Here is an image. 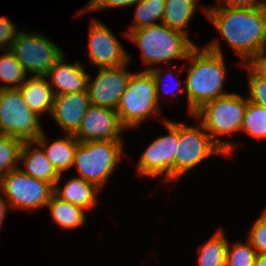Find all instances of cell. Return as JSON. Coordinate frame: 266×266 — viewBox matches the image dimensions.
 <instances>
[{
  "label": "cell",
  "instance_id": "1",
  "mask_svg": "<svg viewBox=\"0 0 266 266\" xmlns=\"http://www.w3.org/2000/svg\"><path fill=\"white\" fill-rule=\"evenodd\" d=\"M203 10L245 63L266 49V5L252 8L217 5L214 9L205 7Z\"/></svg>",
  "mask_w": 266,
  "mask_h": 266
},
{
  "label": "cell",
  "instance_id": "2",
  "mask_svg": "<svg viewBox=\"0 0 266 266\" xmlns=\"http://www.w3.org/2000/svg\"><path fill=\"white\" fill-rule=\"evenodd\" d=\"M186 59L191 60L186 85L178 92L186 90L189 113L193 115L205 103L228 94L223 91L226 66L218 41H213L201 51L196 46Z\"/></svg>",
  "mask_w": 266,
  "mask_h": 266
},
{
  "label": "cell",
  "instance_id": "3",
  "mask_svg": "<svg viewBox=\"0 0 266 266\" xmlns=\"http://www.w3.org/2000/svg\"><path fill=\"white\" fill-rule=\"evenodd\" d=\"M161 71L148 68L131 74L116 111L123 127H137L144 119L160 112L159 98L162 87Z\"/></svg>",
  "mask_w": 266,
  "mask_h": 266
},
{
  "label": "cell",
  "instance_id": "4",
  "mask_svg": "<svg viewBox=\"0 0 266 266\" xmlns=\"http://www.w3.org/2000/svg\"><path fill=\"white\" fill-rule=\"evenodd\" d=\"M247 105L248 99L228 93L205 103L193 113L197 120L202 119L201 125L226 156L233 153L235 145L219 139L217 135L226 134L228 137L232 132L241 130Z\"/></svg>",
  "mask_w": 266,
  "mask_h": 266
},
{
  "label": "cell",
  "instance_id": "5",
  "mask_svg": "<svg viewBox=\"0 0 266 266\" xmlns=\"http://www.w3.org/2000/svg\"><path fill=\"white\" fill-rule=\"evenodd\" d=\"M125 35L141 48L143 62L147 65L185 59L196 47L186 34L162 23L132 30Z\"/></svg>",
  "mask_w": 266,
  "mask_h": 266
},
{
  "label": "cell",
  "instance_id": "6",
  "mask_svg": "<svg viewBox=\"0 0 266 266\" xmlns=\"http://www.w3.org/2000/svg\"><path fill=\"white\" fill-rule=\"evenodd\" d=\"M122 153V141L80 142L75 150L73 166L78 168V177L100 189L114 171Z\"/></svg>",
  "mask_w": 266,
  "mask_h": 266
},
{
  "label": "cell",
  "instance_id": "7",
  "mask_svg": "<svg viewBox=\"0 0 266 266\" xmlns=\"http://www.w3.org/2000/svg\"><path fill=\"white\" fill-rule=\"evenodd\" d=\"M39 118L27 106L19 88L0 89V135L35 142L43 133Z\"/></svg>",
  "mask_w": 266,
  "mask_h": 266
},
{
  "label": "cell",
  "instance_id": "8",
  "mask_svg": "<svg viewBox=\"0 0 266 266\" xmlns=\"http://www.w3.org/2000/svg\"><path fill=\"white\" fill-rule=\"evenodd\" d=\"M0 188L9 206L22 210L44 207L54 194L51 183L33 178L19 167L0 177Z\"/></svg>",
  "mask_w": 266,
  "mask_h": 266
},
{
  "label": "cell",
  "instance_id": "9",
  "mask_svg": "<svg viewBox=\"0 0 266 266\" xmlns=\"http://www.w3.org/2000/svg\"><path fill=\"white\" fill-rule=\"evenodd\" d=\"M10 51L25 72L34 77L46 76L48 71L64 55L62 50L46 36L19 31Z\"/></svg>",
  "mask_w": 266,
  "mask_h": 266
},
{
  "label": "cell",
  "instance_id": "10",
  "mask_svg": "<svg viewBox=\"0 0 266 266\" xmlns=\"http://www.w3.org/2000/svg\"><path fill=\"white\" fill-rule=\"evenodd\" d=\"M198 126L188 127L183 123L179 124V145L174 158V182L209 156L215 153L226 156L225 152L204 131L201 123Z\"/></svg>",
  "mask_w": 266,
  "mask_h": 266
},
{
  "label": "cell",
  "instance_id": "11",
  "mask_svg": "<svg viewBox=\"0 0 266 266\" xmlns=\"http://www.w3.org/2000/svg\"><path fill=\"white\" fill-rule=\"evenodd\" d=\"M168 135L156 138L143 152L138 162L141 175L157 177L164 174L165 180L174 182V158L179 145V123L165 121Z\"/></svg>",
  "mask_w": 266,
  "mask_h": 266
},
{
  "label": "cell",
  "instance_id": "12",
  "mask_svg": "<svg viewBox=\"0 0 266 266\" xmlns=\"http://www.w3.org/2000/svg\"><path fill=\"white\" fill-rule=\"evenodd\" d=\"M123 130L126 129L115 109L90 105L73 136L79 142L122 141L120 132Z\"/></svg>",
  "mask_w": 266,
  "mask_h": 266
},
{
  "label": "cell",
  "instance_id": "13",
  "mask_svg": "<svg viewBox=\"0 0 266 266\" xmlns=\"http://www.w3.org/2000/svg\"><path fill=\"white\" fill-rule=\"evenodd\" d=\"M125 66L99 68L96 78L88 82L87 93L91 105L116 110L131 76Z\"/></svg>",
  "mask_w": 266,
  "mask_h": 266
},
{
  "label": "cell",
  "instance_id": "14",
  "mask_svg": "<svg viewBox=\"0 0 266 266\" xmlns=\"http://www.w3.org/2000/svg\"><path fill=\"white\" fill-rule=\"evenodd\" d=\"M89 28V57L99 68L118 67L128 64L130 56L104 24L92 20Z\"/></svg>",
  "mask_w": 266,
  "mask_h": 266
},
{
  "label": "cell",
  "instance_id": "15",
  "mask_svg": "<svg viewBox=\"0 0 266 266\" xmlns=\"http://www.w3.org/2000/svg\"><path fill=\"white\" fill-rule=\"evenodd\" d=\"M90 105L87 92L56 95L51 116L63 128L65 134H74Z\"/></svg>",
  "mask_w": 266,
  "mask_h": 266
},
{
  "label": "cell",
  "instance_id": "16",
  "mask_svg": "<svg viewBox=\"0 0 266 266\" xmlns=\"http://www.w3.org/2000/svg\"><path fill=\"white\" fill-rule=\"evenodd\" d=\"M45 77L51 78L52 81L49 84L55 96L65 93L87 92L88 82L91 80L90 75L85 72L79 62L73 65L65 64L64 55Z\"/></svg>",
  "mask_w": 266,
  "mask_h": 266
},
{
  "label": "cell",
  "instance_id": "17",
  "mask_svg": "<svg viewBox=\"0 0 266 266\" xmlns=\"http://www.w3.org/2000/svg\"><path fill=\"white\" fill-rule=\"evenodd\" d=\"M34 142H23L19 161H24L25 169H21L27 175L51 183L53 186L59 183L62 173H59L51 162L46 158V155L40 146L33 148Z\"/></svg>",
  "mask_w": 266,
  "mask_h": 266
},
{
  "label": "cell",
  "instance_id": "18",
  "mask_svg": "<svg viewBox=\"0 0 266 266\" xmlns=\"http://www.w3.org/2000/svg\"><path fill=\"white\" fill-rule=\"evenodd\" d=\"M27 106L40 117L52 113L55 94L45 76L31 77L19 88Z\"/></svg>",
  "mask_w": 266,
  "mask_h": 266
},
{
  "label": "cell",
  "instance_id": "19",
  "mask_svg": "<svg viewBox=\"0 0 266 266\" xmlns=\"http://www.w3.org/2000/svg\"><path fill=\"white\" fill-rule=\"evenodd\" d=\"M42 133L34 142L40 148H43L46 158L51 162L54 168L62 173L73 167L74 155L77 145L80 143L73 134H66L65 138L56 140L50 145Z\"/></svg>",
  "mask_w": 266,
  "mask_h": 266
},
{
  "label": "cell",
  "instance_id": "20",
  "mask_svg": "<svg viewBox=\"0 0 266 266\" xmlns=\"http://www.w3.org/2000/svg\"><path fill=\"white\" fill-rule=\"evenodd\" d=\"M98 190L95 185L83 180L81 177H75L66 182L61 189L55 184L54 195L62 201L86 210L93 208L95 205Z\"/></svg>",
  "mask_w": 266,
  "mask_h": 266
},
{
  "label": "cell",
  "instance_id": "21",
  "mask_svg": "<svg viewBox=\"0 0 266 266\" xmlns=\"http://www.w3.org/2000/svg\"><path fill=\"white\" fill-rule=\"evenodd\" d=\"M196 2L198 0H165V9L161 23L187 35L185 27L188 26L192 15L196 11Z\"/></svg>",
  "mask_w": 266,
  "mask_h": 266
},
{
  "label": "cell",
  "instance_id": "22",
  "mask_svg": "<svg viewBox=\"0 0 266 266\" xmlns=\"http://www.w3.org/2000/svg\"><path fill=\"white\" fill-rule=\"evenodd\" d=\"M55 223L62 228H76L85 222L84 209L69 202L62 201L54 194L46 204Z\"/></svg>",
  "mask_w": 266,
  "mask_h": 266
},
{
  "label": "cell",
  "instance_id": "23",
  "mask_svg": "<svg viewBox=\"0 0 266 266\" xmlns=\"http://www.w3.org/2000/svg\"><path fill=\"white\" fill-rule=\"evenodd\" d=\"M228 241L224 233L218 231L199 248L200 266H226Z\"/></svg>",
  "mask_w": 266,
  "mask_h": 266
},
{
  "label": "cell",
  "instance_id": "24",
  "mask_svg": "<svg viewBox=\"0 0 266 266\" xmlns=\"http://www.w3.org/2000/svg\"><path fill=\"white\" fill-rule=\"evenodd\" d=\"M5 52L0 57V80L11 86L0 85V89L20 88L26 82V72L10 50Z\"/></svg>",
  "mask_w": 266,
  "mask_h": 266
},
{
  "label": "cell",
  "instance_id": "25",
  "mask_svg": "<svg viewBox=\"0 0 266 266\" xmlns=\"http://www.w3.org/2000/svg\"><path fill=\"white\" fill-rule=\"evenodd\" d=\"M136 5L135 22L130 31L156 25L157 19H161L162 22L165 0H140Z\"/></svg>",
  "mask_w": 266,
  "mask_h": 266
},
{
  "label": "cell",
  "instance_id": "26",
  "mask_svg": "<svg viewBox=\"0 0 266 266\" xmlns=\"http://www.w3.org/2000/svg\"><path fill=\"white\" fill-rule=\"evenodd\" d=\"M22 144L23 141L18 138L0 135V177L18 168Z\"/></svg>",
  "mask_w": 266,
  "mask_h": 266
},
{
  "label": "cell",
  "instance_id": "27",
  "mask_svg": "<svg viewBox=\"0 0 266 266\" xmlns=\"http://www.w3.org/2000/svg\"><path fill=\"white\" fill-rule=\"evenodd\" d=\"M245 130L256 138H266V107L248 100L241 131Z\"/></svg>",
  "mask_w": 266,
  "mask_h": 266
},
{
  "label": "cell",
  "instance_id": "28",
  "mask_svg": "<svg viewBox=\"0 0 266 266\" xmlns=\"http://www.w3.org/2000/svg\"><path fill=\"white\" fill-rule=\"evenodd\" d=\"M258 253L248 244L237 243L230 247L228 243L226 266H254Z\"/></svg>",
  "mask_w": 266,
  "mask_h": 266
},
{
  "label": "cell",
  "instance_id": "29",
  "mask_svg": "<svg viewBox=\"0 0 266 266\" xmlns=\"http://www.w3.org/2000/svg\"><path fill=\"white\" fill-rule=\"evenodd\" d=\"M248 241L258 254L266 253V209L253 224Z\"/></svg>",
  "mask_w": 266,
  "mask_h": 266
},
{
  "label": "cell",
  "instance_id": "30",
  "mask_svg": "<svg viewBox=\"0 0 266 266\" xmlns=\"http://www.w3.org/2000/svg\"><path fill=\"white\" fill-rule=\"evenodd\" d=\"M249 102L266 107V79L256 75L249 67Z\"/></svg>",
  "mask_w": 266,
  "mask_h": 266
},
{
  "label": "cell",
  "instance_id": "31",
  "mask_svg": "<svg viewBox=\"0 0 266 266\" xmlns=\"http://www.w3.org/2000/svg\"><path fill=\"white\" fill-rule=\"evenodd\" d=\"M18 33L13 22L5 16L0 17V48L5 49L4 47H6V50H10Z\"/></svg>",
  "mask_w": 266,
  "mask_h": 266
},
{
  "label": "cell",
  "instance_id": "32",
  "mask_svg": "<svg viewBox=\"0 0 266 266\" xmlns=\"http://www.w3.org/2000/svg\"><path fill=\"white\" fill-rule=\"evenodd\" d=\"M140 0H90L86 5L85 9L90 10H101L109 7H124L128 5H133L139 2Z\"/></svg>",
  "mask_w": 266,
  "mask_h": 266
},
{
  "label": "cell",
  "instance_id": "33",
  "mask_svg": "<svg viewBox=\"0 0 266 266\" xmlns=\"http://www.w3.org/2000/svg\"><path fill=\"white\" fill-rule=\"evenodd\" d=\"M266 49L253 55L248 61L247 66L258 76L266 79Z\"/></svg>",
  "mask_w": 266,
  "mask_h": 266
},
{
  "label": "cell",
  "instance_id": "34",
  "mask_svg": "<svg viewBox=\"0 0 266 266\" xmlns=\"http://www.w3.org/2000/svg\"><path fill=\"white\" fill-rule=\"evenodd\" d=\"M225 8H252L261 5L258 0H223ZM221 4V0L216 1Z\"/></svg>",
  "mask_w": 266,
  "mask_h": 266
},
{
  "label": "cell",
  "instance_id": "35",
  "mask_svg": "<svg viewBox=\"0 0 266 266\" xmlns=\"http://www.w3.org/2000/svg\"><path fill=\"white\" fill-rule=\"evenodd\" d=\"M9 205L6 203L2 195H0V227L5 219V216L7 215V209Z\"/></svg>",
  "mask_w": 266,
  "mask_h": 266
},
{
  "label": "cell",
  "instance_id": "36",
  "mask_svg": "<svg viewBox=\"0 0 266 266\" xmlns=\"http://www.w3.org/2000/svg\"><path fill=\"white\" fill-rule=\"evenodd\" d=\"M254 266H266V253H260L257 255Z\"/></svg>",
  "mask_w": 266,
  "mask_h": 266
},
{
  "label": "cell",
  "instance_id": "37",
  "mask_svg": "<svg viewBox=\"0 0 266 266\" xmlns=\"http://www.w3.org/2000/svg\"><path fill=\"white\" fill-rule=\"evenodd\" d=\"M169 76H172V74L169 73ZM162 85H163V84H162ZM177 86H181V85H178V84H177V85H176V88H177ZM163 92H165L166 94H168V93L166 92V90H164ZM169 94H170V93H169Z\"/></svg>",
  "mask_w": 266,
  "mask_h": 266
},
{
  "label": "cell",
  "instance_id": "38",
  "mask_svg": "<svg viewBox=\"0 0 266 266\" xmlns=\"http://www.w3.org/2000/svg\"><path fill=\"white\" fill-rule=\"evenodd\" d=\"M262 1H263V2H262ZM262 1H261V4H262V5H266V0H262Z\"/></svg>",
  "mask_w": 266,
  "mask_h": 266
}]
</instances>
